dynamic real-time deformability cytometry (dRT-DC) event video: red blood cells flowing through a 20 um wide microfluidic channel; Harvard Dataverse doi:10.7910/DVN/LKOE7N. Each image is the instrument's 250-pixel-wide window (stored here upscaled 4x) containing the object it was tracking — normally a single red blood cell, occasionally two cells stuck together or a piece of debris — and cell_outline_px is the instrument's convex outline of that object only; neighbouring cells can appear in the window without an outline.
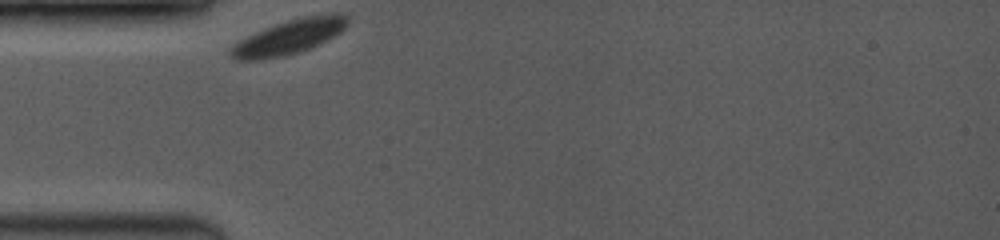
{"species": "common noctule bat (a hibernating species)", "species_latin": "Nyctalus noctula", "temperature_condition": "room temperature", "stored_images_in_passage": 60, "camera_frame_rate_fps": 3500, "um_per_image_px": 0.085, "animal": {"sex": "female", "body_mass_g": 19.0, "forearm_length_mm": 53.3}, "frame": {"image": 1, "passage_image": 1, "time_ms": 0.0, "image_size_px": [1000, 240], "cell_outline_px": [[348, 24], [340, 32], [328, 40], [312, 48], [300, 52], [284, 56], [264, 60], [236, 60], [228, 52], [240, 40], [264, 28], [300, 16], [328, 12], [344, 12], [348, 16]], "centroid_in_image_um": [24.66, 3.12], "position_along_channel_um": 60.3, "area_um2": 23.93}}
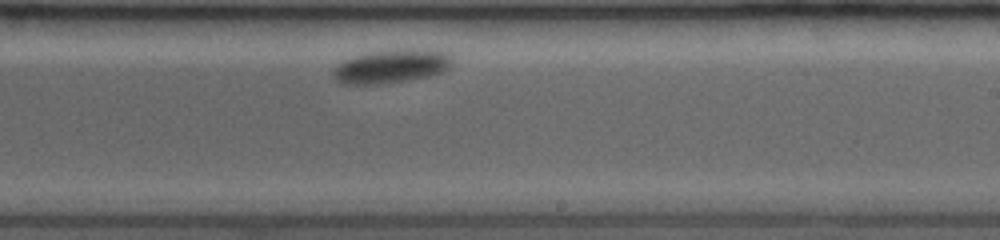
{"frame": {"image": 2, "passage_image": 33, "time_ms": 6.0, "image_size_px": [1000, 240], "cell_outline_px": [[452, 64], [444, 72], [428, 76], [408, 80], [384, 84], [340, 84], [336, 80], [332, 72], [336, 64], [352, 56], [368, 52], [396, 48], [412, 48], [452, 52]], "centroid_in_image_um": [33.28, 5.61], "position_along_channel_um": 255.7, "area_um2": 23.99}}
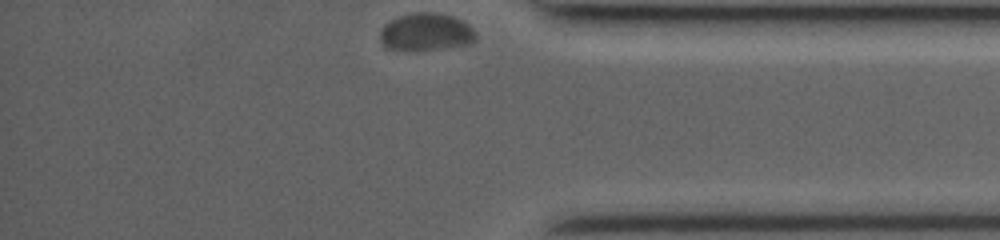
{"frame": {"image": 3, "passage_image": 59, "time_ms": 10.286, "image_size_px": [1000, 240], "cell_outline_px": [[476, 40], [472, 44], [416, 52], [412, 52], [388, 48], [380, 40], [380, 32], [384, 24], [400, 16], [416, 12], [432, 12], [452, 16], [468, 24], [476, 32]], "centroid_in_image_um": [36.23, 2.76], "position_along_channel_um": 399.0, "area_um2": 21.27}}